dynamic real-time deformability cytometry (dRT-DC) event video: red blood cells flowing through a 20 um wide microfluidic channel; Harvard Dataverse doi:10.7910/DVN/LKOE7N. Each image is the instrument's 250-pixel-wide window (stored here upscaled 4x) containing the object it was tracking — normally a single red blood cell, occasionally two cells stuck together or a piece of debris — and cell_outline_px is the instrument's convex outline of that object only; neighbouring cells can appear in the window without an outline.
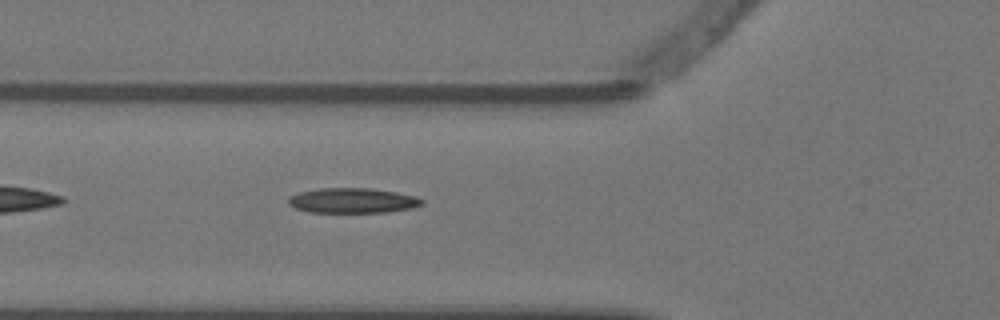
{"species": "Egyptian fruit bat (a non-hibernating species)", "species_latin": "Rousettus aegyptiacus", "temperature_condition": "warm", "stored_images_in_passage": 5, "camera_frame_rate_fps": 3000, "um_per_image_px": 0.085, "animal": {"sex": "female"}, "frame": {"image": 1, "passage_image": 5, "time_ms": 1.333, "image_size_px": [1000, 320], "cell_outline_px": [[424, 204], [412, 208], [388, 212], [308, 212], [296, 208], [288, 204], [288, 196], [300, 192], [320, 188], [372, 188], [396, 192], [416, 196], [424, 200]], "centroid_in_image_um": [29.99, 17.04], "position_along_channel_um": 95.8, "area_um2": 19.59}}